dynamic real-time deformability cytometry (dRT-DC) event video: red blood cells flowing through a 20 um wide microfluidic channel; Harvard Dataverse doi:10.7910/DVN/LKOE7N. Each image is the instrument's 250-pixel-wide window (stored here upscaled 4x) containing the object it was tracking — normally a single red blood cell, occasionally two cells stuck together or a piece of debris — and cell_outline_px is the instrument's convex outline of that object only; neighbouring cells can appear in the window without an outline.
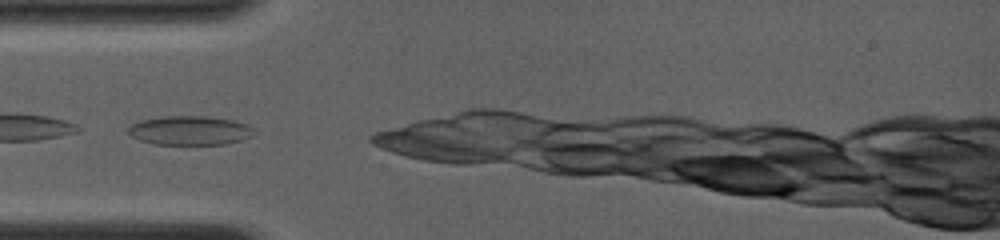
{"species": "common noctule bat (a hibernating species)", "species_latin": "Nyctalus noctula", "temperature_condition": "room temperature", "stored_images_in_passage": 7, "camera_frame_rate_fps": 4000, "um_per_image_px": 0.085, "animal": {"sex": "female", "body_mass_g": 19.0, "forearm_length_mm": 56.7}, "frame": {"image": 1, "passage_image": 1, "time_ms": 0.0, "image_size_px": [1000, 240], "cell_outline_px": [[256, 128], [252, 136], [240, 140], [224, 144], [152, 144], [140, 140], [132, 136], [128, 132], [128, 124], [140, 120], [160, 116], [208, 116], [232, 120], [248, 124]], "centroid_in_image_um": [16.12, 11.08], "position_along_channel_um": 68.9, "area_um2": 21.56}}